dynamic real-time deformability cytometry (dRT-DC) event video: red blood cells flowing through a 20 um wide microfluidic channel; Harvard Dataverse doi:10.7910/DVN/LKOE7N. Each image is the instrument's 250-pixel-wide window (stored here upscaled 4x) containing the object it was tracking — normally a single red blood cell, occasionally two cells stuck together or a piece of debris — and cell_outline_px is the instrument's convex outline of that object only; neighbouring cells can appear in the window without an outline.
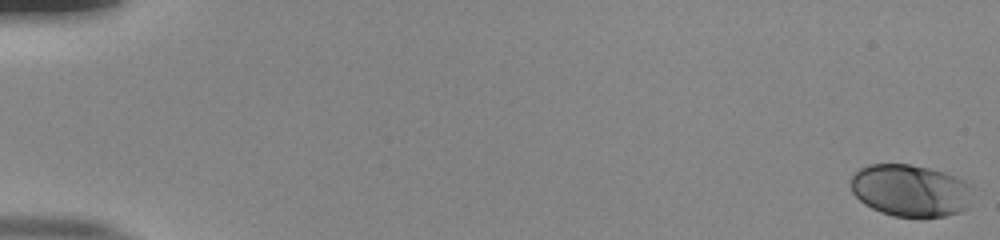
{"species": "human", "species_latin": "Homo sapiens", "temperature_condition": "room temperature", "stored_images_in_passage": 54, "camera_frame_rate_fps": 3000, "um_per_image_px": 0.085, "donor": {"sex": "male"}, "frame": {"image": 1, "passage_image": 1, "time_ms": 0.0, "image_size_px": [1000, 240], "cell_outline_px": [[972, 188], [968, 208], [960, 212], [944, 216], [920, 220], [892, 216], [880, 212], [864, 204], [852, 192], [852, 176], [860, 168], [868, 164], [908, 164], [928, 168], [944, 172], [956, 176], [972, 184]], "centroid_in_image_um": [77.42, 16.23], "position_along_channel_um": 7.6, "area_um2": 37.8}}
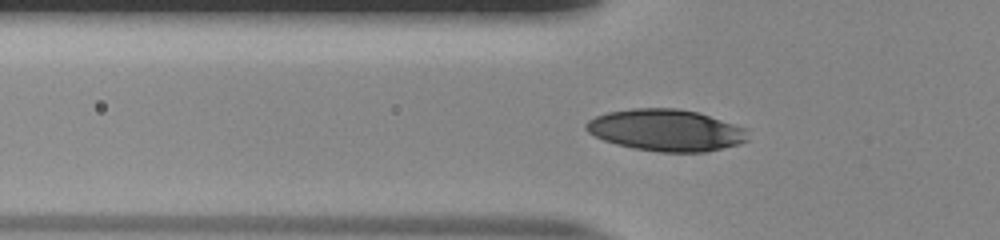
{"frame": {"image": 2, "passage_image": 20, "time_ms": 6.333, "image_size_px": [1000, 240], "cell_outline_px": [[748, 140], [740, 144], [704, 152], [656, 152], [632, 148], [616, 144], [604, 140], [588, 132], [584, 128], [584, 124], [588, 120], [596, 116], [608, 112], [632, 108], [676, 108], [696, 112], [744, 128]], "centroid_in_image_um": [56.55, 11.07], "position_along_channel_um": 69.3, "area_um2": 39.07}}
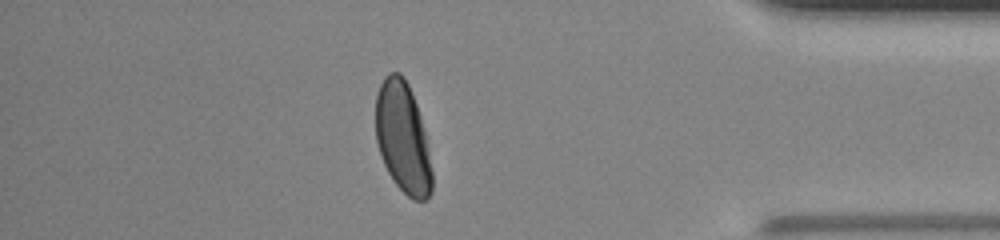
{"frame": {"image": 3, "passage_image": 48, "time_ms": 15.667, "image_size_px": [1000, 240], "cell_outline_px": [[432, 192], [424, 200], [412, 200], [396, 184], [388, 172], [384, 164], [376, 140], [376, 92], [384, 76], [388, 72], [400, 72], [404, 76], [408, 84], [416, 104], [420, 116], [424, 132], [432, 172]], "centroid_in_image_um": [34.22, 11.68], "position_along_channel_um": 401.0, "area_um2": 36.13}, "authors_computed_cell_mechanics": {"area_um2": 37.8301, "velocity_mm_per_s": 3.874, "shape_relaxation_time_tau1_ms": 2.8154, "shape_relaxation_time_tau2_ms": null, "deformation_change_tau1": 0.1484, "deformation_change_tau2": null}}